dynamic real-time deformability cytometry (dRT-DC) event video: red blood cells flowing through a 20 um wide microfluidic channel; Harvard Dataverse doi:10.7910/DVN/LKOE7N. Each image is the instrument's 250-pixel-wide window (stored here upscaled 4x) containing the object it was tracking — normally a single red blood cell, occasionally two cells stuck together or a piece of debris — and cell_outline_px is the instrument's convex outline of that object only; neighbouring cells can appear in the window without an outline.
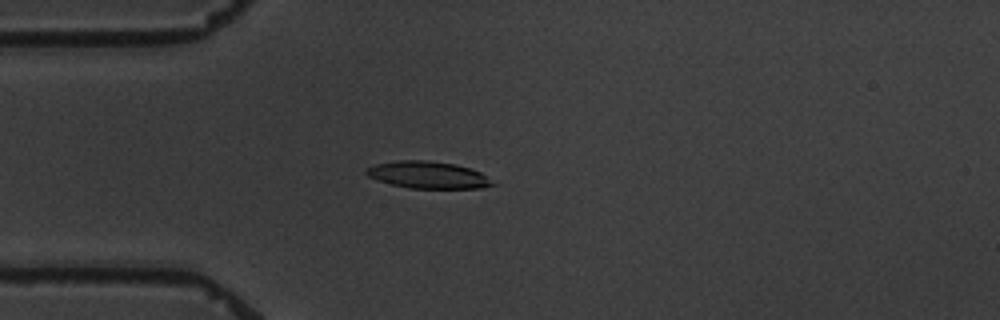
{"species": "common noctule bat (a hibernating species)", "species_latin": "Nyctalus noctula", "temperature_condition": "warm", "stored_images_in_passage": 7, "camera_frame_rate_fps": 3000, "um_per_image_px": 0.085, "animal": {"sex": "male", "body_mass_g": 19.5, "forearm_length_mm": 54.6}, "frame": {"image": 1, "passage_image": 1, "time_ms": 0.0, "image_size_px": [1000, 320], "cell_outline_px": [[496, 184], [480, 188], [408, 188], [376, 180], [368, 176], [364, 172], [364, 168], [376, 164], [396, 160], [428, 160], [456, 164], [480, 172]], "centroid_in_image_um": [36.32, 14.86], "position_along_channel_um": 48.7, "area_um2": 19.88}}
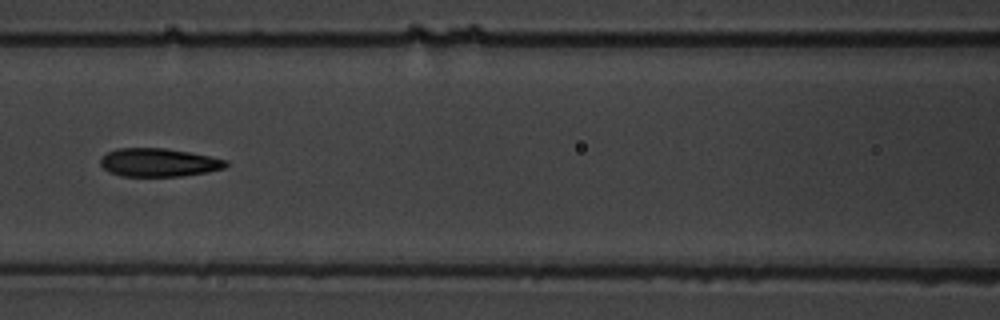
{"frame": {"image": 2, "passage_image": 4, "time_ms": 3.333, "image_size_px": [1000, 320], "cell_outline_px": [[228, 164], [224, 168], [208, 172], [180, 176], [120, 176], [108, 172], [100, 164], [100, 160], [108, 152], [116, 148], [164, 148], [188, 152], [228, 160]], "centroid_in_image_um": [13.48, 13.81], "position_along_channel_um": 153.1, "area_um2": 20.63}}
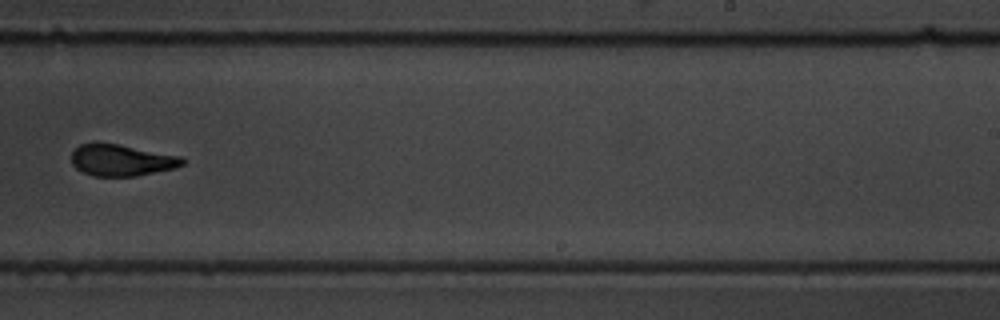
{"frame": {"image": 3, "passage_image": 7, "time_ms": 7.0, "image_size_px": [1000, 320], "cell_outline_px": [[184, 164], [176, 168], [136, 176], [92, 176], [76, 168], [72, 164], [72, 152], [80, 144], [96, 140], [120, 144], [180, 156], [184, 160]], "centroid_in_image_um": [10.3, 13.59], "position_along_channel_um": 278.7, "area_um2": 20.75}}